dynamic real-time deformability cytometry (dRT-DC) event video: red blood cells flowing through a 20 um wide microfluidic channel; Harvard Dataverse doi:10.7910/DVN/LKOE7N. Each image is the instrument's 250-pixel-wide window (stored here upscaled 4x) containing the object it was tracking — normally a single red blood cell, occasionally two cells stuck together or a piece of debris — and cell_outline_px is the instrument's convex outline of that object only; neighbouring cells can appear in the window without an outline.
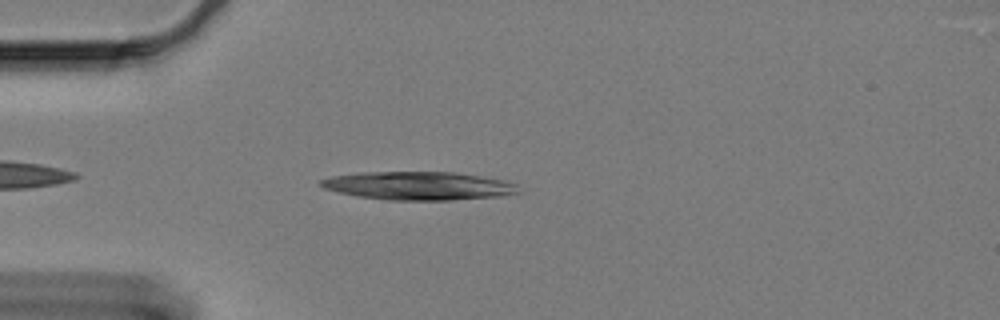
{"species": "Egyptian fruit bat (a non-hibernating species)", "species_latin": "Rousettus aegyptiacus", "temperature_condition": "cold", "stored_images_in_passage": 49, "camera_frame_rate_fps": 3000, "um_per_image_px": 0.085, "animal": {"sex": "female"}, "frame": {"image": 1, "passage_image": 5, "time_ms": 1.333, "image_size_px": [1000, 320], "cell_outline_px": [[524, 192], [500, 196], [452, 200], [388, 200], [356, 196], [324, 188], [320, 184], [320, 180], [332, 176], [364, 172], [456, 172], [480, 176], [500, 180], [516, 184]], "centroid_in_image_um": [35.62, 15.8], "position_along_channel_um": 49.4, "area_um2": 32.54}}